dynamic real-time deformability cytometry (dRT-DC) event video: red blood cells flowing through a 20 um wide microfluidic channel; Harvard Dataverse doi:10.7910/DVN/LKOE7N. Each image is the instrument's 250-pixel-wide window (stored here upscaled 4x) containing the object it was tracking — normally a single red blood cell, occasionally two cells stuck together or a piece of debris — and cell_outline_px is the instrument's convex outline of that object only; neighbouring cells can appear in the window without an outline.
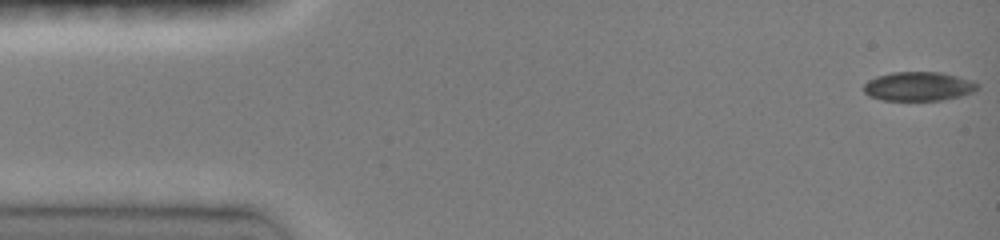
{"species": "common noctule bat (a hibernating species)", "species_latin": "Nyctalus noctula", "temperature_condition": "room temperature", "stored_images_in_passage": 47, "camera_frame_rate_fps": 3000, "um_per_image_px": 0.085, "animal": {"sex": "female", "body_mass_g": 19.0, "forearm_length_mm": 51.5}, "frame": {"image": 1, "passage_image": 1, "time_ms": 0.0, "image_size_px": [1000, 240], "cell_outline_px": [[980, 88], [972, 92], [960, 96], [940, 100], [880, 100], [868, 96], [864, 92], [864, 84], [868, 80], [876, 76], [892, 72], [940, 72], [972, 80], [980, 84]], "centroid_in_image_um": [78.06, 7.34], "position_along_channel_um": 6.9, "area_um2": 19.36}}
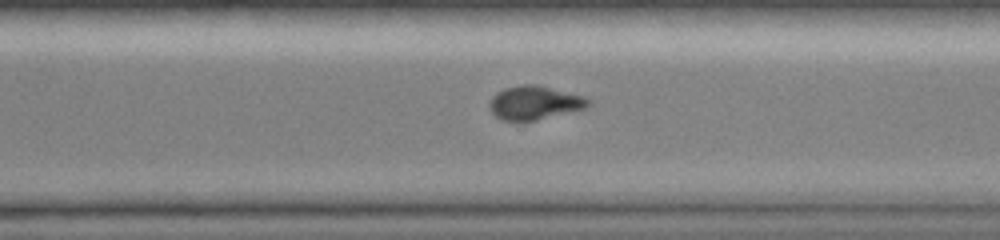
{"frame": {"image": 2, "passage_image": 33, "time_ms": 10.667, "image_size_px": [1000, 240], "cell_outline_px": [[592, 104], [584, 108], [536, 120], [500, 120], [488, 108], [488, 104], [492, 96], [496, 92], [504, 88], [524, 84], [536, 84], [584, 96], [592, 100]], "centroid_in_image_um": [45.41, 8.72], "position_along_channel_um": 325.2, "area_um2": 19.36}}
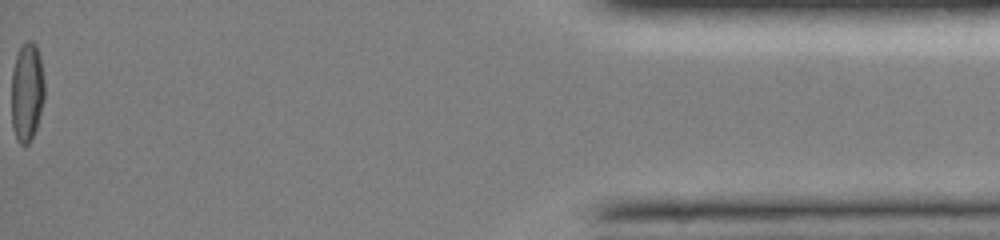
{"frame": {"image": 3, "passage_image": 47, "time_ms": 15.333, "image_size_px": [1000, 240], "cell_outline_px": [[44, 100], [36, 128], [32, 140], [28, 144], [20, 144], [16, 140], [12, 128], [12, 72], [16, 56], [20, 48], [28, 40], [36, 44], [40, 56], [44, 80]], "centroid_in_image_um": [2.29, 7.86], "position_along_channel_um": 432.9, "area_um2": 19.13}, "authors_computed_cell_mechanics": {"area_um2": 19.8832, "velocity_mm_per_s": 4.1168, "shape_relaxation_time_tau1_ms": null, "shape_relaxation_time_tau2_ms": 4.38, "deformation_change_tau1": null, "deformation_change_tau2": 0.0785}}